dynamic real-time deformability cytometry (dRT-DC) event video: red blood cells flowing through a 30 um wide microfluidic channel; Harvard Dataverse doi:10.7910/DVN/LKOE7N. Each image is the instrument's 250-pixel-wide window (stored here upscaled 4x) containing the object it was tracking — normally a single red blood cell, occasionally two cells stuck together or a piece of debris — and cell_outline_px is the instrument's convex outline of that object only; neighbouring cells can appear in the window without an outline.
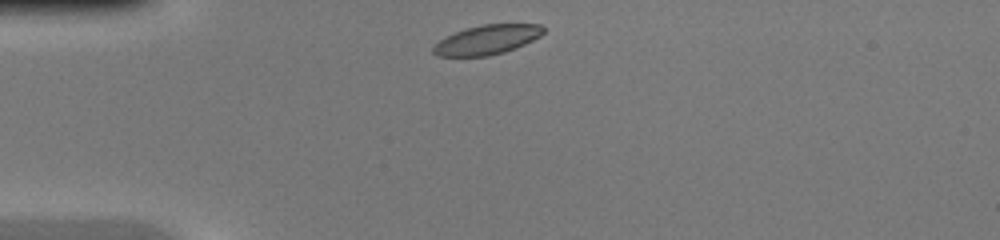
{"species": "common noctule bat (a hibernating species)", "species_latin": "Nyctalus noctula", "temperature_condition": "warm", "stored_images_in_passage": 35, "camera_frame_rate_fps": 3000, "um_per_image_px": 0.085, "animal": {"sex": "female", "body_mass_g": 20.0, "forearm_length_mm": 54.0}, "frame": {"image": 1, "passage_image": 1, "time_ms": 0.0, "image_size_px": [1000, 240], "cell_outline_px": [[544, 32], [540, 36], [516, 48], [504, 52], [488, 56], [436, 56], [432, 52], [432, 48], [440, 40], [464, 28], [484, 24], [540, 24], [544, 28]], "centroid_in_image_um": [41.4, 3.38], "position_along_channel_um": 43.6, "area_um2": 18.79}}
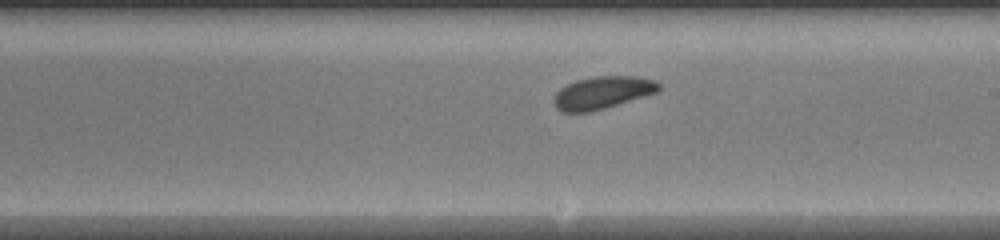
{"frame": {"image": 2, "passage_image": 16, "time_ms": 5.0, "image_size_px": [1000, 240], "cell_outline_px": [[660, 88], [656, 92], [644, 96], [604, 108], [588, 112], [560, 112], [556, 108], [552, 100], [556, 92], [560, 88], [576, 80], [596, 76], [636, 76], [656, 80], [660, 84]], "centroid_in_image_um": [51.18, 7.87], "position_along_channel_um": 237.8, "area_um2": 19.83}}
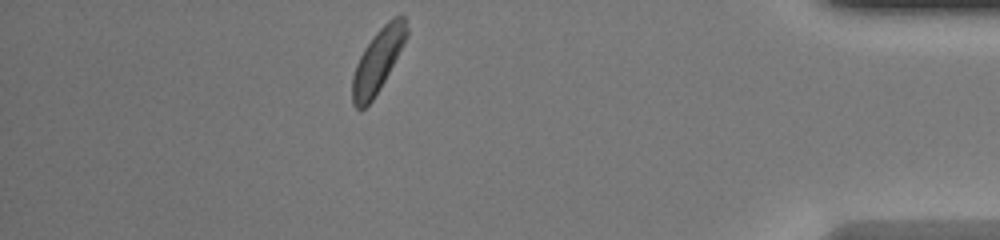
{"frame": {"image": 3, "passage_image": 30, "time_ms": 9.667, "image_size_px": [1000, 240], "cell_outline_px": [[408, 36], [380, 88], [372, 100], [364, 108], [356, 108], [352, 104], [352, 76], [356, 64], [364, 48], [376, 32], [392, 16], [400, 12], [404, 16], [408, 28]], "centroid_in_image_um": [32.13, 5.1], "position_along_channel_um": 403.1, "area_um2": 19.94}}